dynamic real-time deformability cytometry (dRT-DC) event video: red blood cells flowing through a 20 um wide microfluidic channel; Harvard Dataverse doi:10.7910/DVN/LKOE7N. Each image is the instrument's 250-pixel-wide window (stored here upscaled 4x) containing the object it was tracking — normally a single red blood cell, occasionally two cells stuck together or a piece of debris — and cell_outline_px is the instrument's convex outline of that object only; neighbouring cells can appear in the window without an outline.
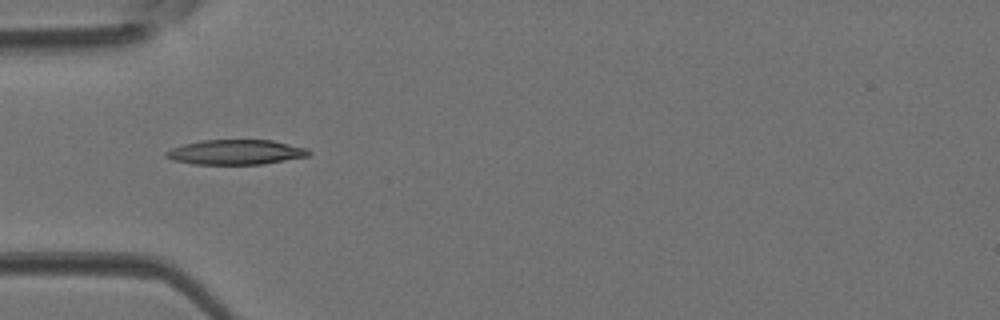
{"species": "Egyptian fruit bat (a non-hibernating species)", "species_latin": "Rousettus aegyptiacus", "temperature_condition": "room temperature", "stored_images_in_passage": 3, "camera_frame_rate_fps": 3000, "um_per_image_px": 0.085, "animal": {"sex": "female"}, "frame": {"image": 1, "passage_image": 2, "time_ms": 0.333, "image_size_px": [1000, 320], "cell_outline_px": [[312, 152], [308, 156], [264, 164], [192, 164], [172, 160], [164, 156], [164, 152], [172, 148], [184, 144], [200, 140], [272, 140], [308, 148]], "centroid_in_image_um": [20.04, 12.93], "position_along_channel_um": 65.0, "area_um2": 20.81}}
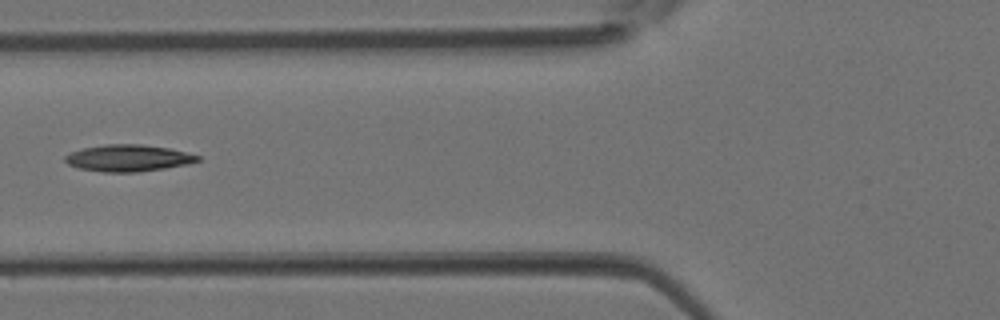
{"frame": {"image": 2, "passage_image": 3, "time_ms": 0.667, "image_size_px": [1000, 320], "cell_outline_px": [[200, 160], [188, 164], [164, 168], [136, 172], [100, 172], [80, 168], [68, 164], [64, 160], [64, 156], [72, 152], [84, 148], [104, 144], [140, 144], [168, 148], [200, 156]], "centroid_in_image_um": [10.88, 13.44], "position_along_channel_um": 114.9, "area_um2": 20.46}}